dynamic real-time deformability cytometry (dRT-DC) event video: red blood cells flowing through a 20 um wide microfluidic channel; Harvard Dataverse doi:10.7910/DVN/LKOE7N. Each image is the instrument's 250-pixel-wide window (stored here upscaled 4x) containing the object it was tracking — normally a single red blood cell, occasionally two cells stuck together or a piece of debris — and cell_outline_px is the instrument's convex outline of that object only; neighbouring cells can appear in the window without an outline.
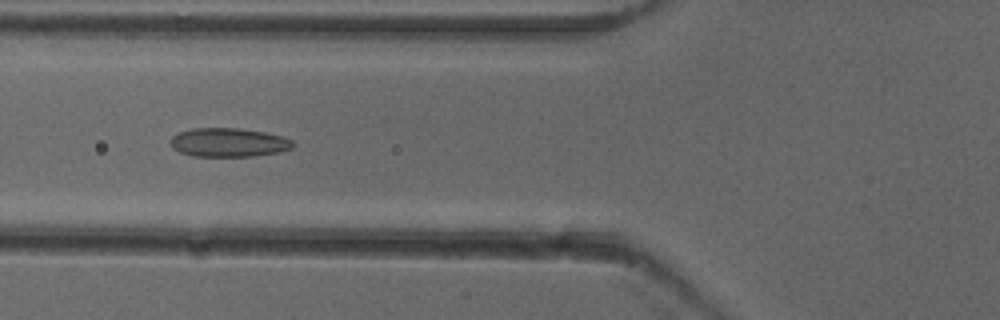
{"species": "common noctule bat (a hibernating species)", "species_latin": "Nyctalus noctula", "temperature_condition": "cold", "stored_images_in_passage": 37, "camera_frame_rate_fps": 3000, "um_per_image_px": 0.085, "animal": {"sex": "female"}, "frame": {"image": 1, "passage_image": 5, "time_ms": 1.333, "image_size_px": [1000, 320], "cell_outline_px": [[296, 144], [292, 148], [276, 152], [252, 156], [192, 156], [180, 152], [172, 148], [172, 136], [180, 132], [192, 128], [240, 128], [264, 132], [280, 136], [292, 140]], "centroid_in_image_um": [19.43, 12.1], "position_along_channel_um": 106.4, "area_um2": 20.4}}
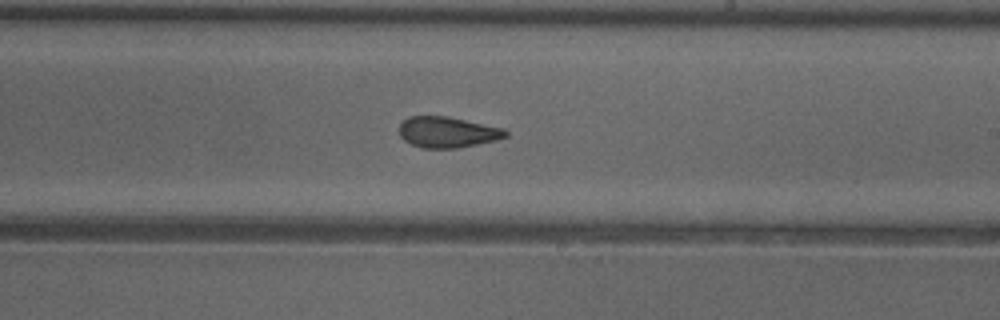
{"frame": {"image": 2, "passage_image": 16, "time_ms": 5.0, "image_size_px": [1000, 320], "cell_outline_px": [[508, 136], [496, 140], [456, 148], [424, 148], [412, 144], [404, 140], [400, 136], [400, 124], [408, 116], [448, 116], [504, 128], [508, 132]], "centroid_in_image_um": [38.04, 11.22], "position_along_channel_um": 251.0, "area_um2": 19.07}}
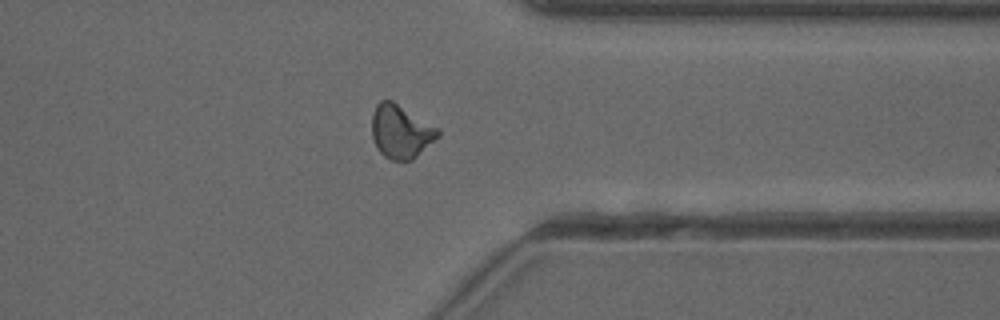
{"frame": {"image": 3, "passage_image": 26, "time_ms": 8.333, "image_size_px": [1000, 320], "cell_outline_px": [[440, 136], [412, 160], [392, 160], [384, 156], [376, 148], [372, 136], [372, 112], [376, 104], [380, 100], [392, 100], [440, 128]], "centroid_in_image_um": [34.07, 11.17], "position_along_channel_um": 377.3, "area_um2": 20.81}, "authors_computed_cell_mechanics": {"area_um2": 19.652, "velocity_mm_per_s": 3.9322, "shape_relaxation_time_tau1_ms": null, "shape_relaxation_time_tau2_ms": 1.5718, "deformation_change_tau1": null, "deformation_change_tau2": 0.0805}}